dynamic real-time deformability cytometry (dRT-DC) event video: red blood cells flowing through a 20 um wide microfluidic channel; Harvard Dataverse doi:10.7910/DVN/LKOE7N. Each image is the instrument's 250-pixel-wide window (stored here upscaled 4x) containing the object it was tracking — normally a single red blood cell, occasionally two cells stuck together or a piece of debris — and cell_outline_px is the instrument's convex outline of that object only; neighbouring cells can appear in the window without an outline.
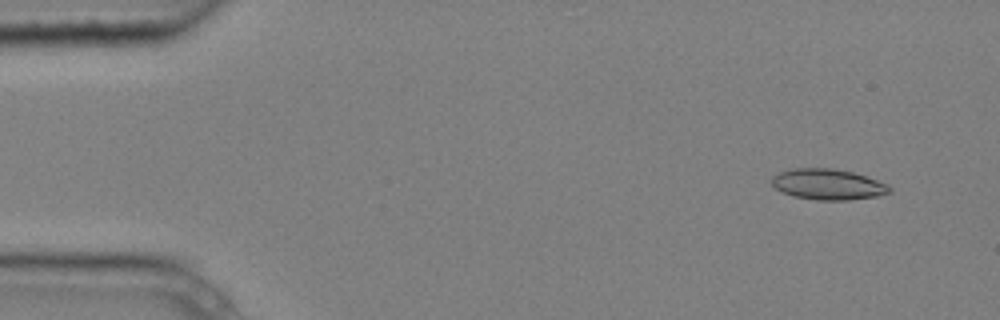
{"species": "common noctule bat (a hibernating species)", "species_latin": "Nyctalus noctula", "temperature_condition": "cold", "stored_images_in_passage": 3, "camera_frame_rate_fps": 3000, "um_per_image_px": 0.085, "animal": {"sex": "male", "body_mass_g": 20.4}, "frame": {"image": 1, "passage_image": 1, "time_ms": 0.0, "image_size_px": [1000, 320], "cell_outline_px": [[892, 192], [876, 196], [848, 200], [816, 200], [792, 196], [776, 188], [772, 184], [772, 176], [780, 172], [792, 168], [832, 168], [852, 172], [888, 184], [892, 188]], "centroid_in_image_um": [70.38, 15.67], "position_along_channel_um": 14.6, "area_um2": 21.04}}